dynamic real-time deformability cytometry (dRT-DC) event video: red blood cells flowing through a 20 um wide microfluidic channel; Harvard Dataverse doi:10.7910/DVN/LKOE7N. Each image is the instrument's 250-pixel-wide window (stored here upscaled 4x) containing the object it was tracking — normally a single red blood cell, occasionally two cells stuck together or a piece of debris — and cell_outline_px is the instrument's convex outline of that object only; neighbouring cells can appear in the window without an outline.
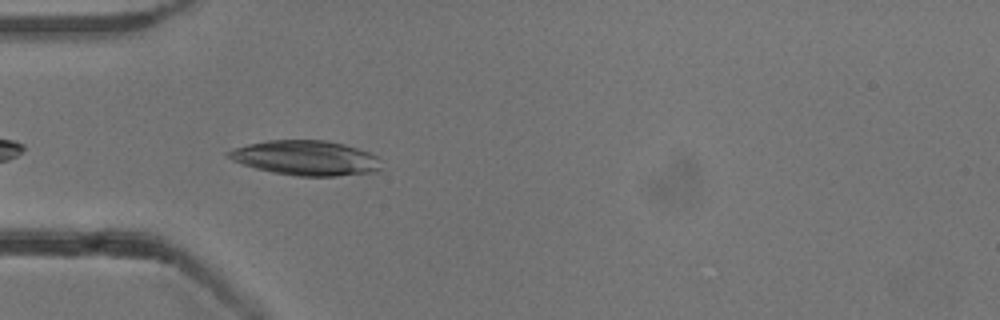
{"species": "common noctule bat (a hibernating species)", "species_latin": "Nyctalus noctula", "temperature_condition": "cold", "stored_images_in_passage": 35, "camera_frame_rate_fps": 3000, "um_per_image_px": 0.085, "animal": {"sex": "male", "body_mass_g": 13.3}, "frame": {"image": 1, "passage_image": 3, "time_ms": 0.667, "image_size_px": [1000, 320], "cell_outline_px": [[380, 168], [376, 172], [336, 176], [296, 176], [272, 172], [256, 168], [232, 160], [224, 152], [232, 148], [248, 144], [268, 140], [324, 140], [344, 144], [368, 152], [376, 156]], "centroid_in_image_um": [25.95, 13.42], "position_along_channel_um": 59.0, "area_um2": 30.87}}
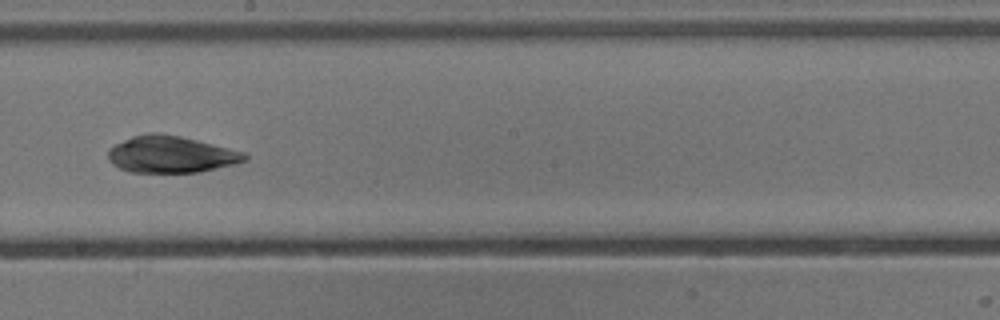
{"frame": {"image": 2, "passage_image": 17, "time_ms": 5.333, "image_size_px": [1000, 320], "cell_outline_px": [[248, 160], [236, 164], [200, 172], [128, 172], [112, 164], [108, 160], [108, 148], [132, 136], [148, 132], [156, 132], [180, 136], [244, 152], [248, 156]], "centroid_in_image_um": [14.52, 13.13], "position_along_channel_um": 233.7, "area_um2": 29.3}}
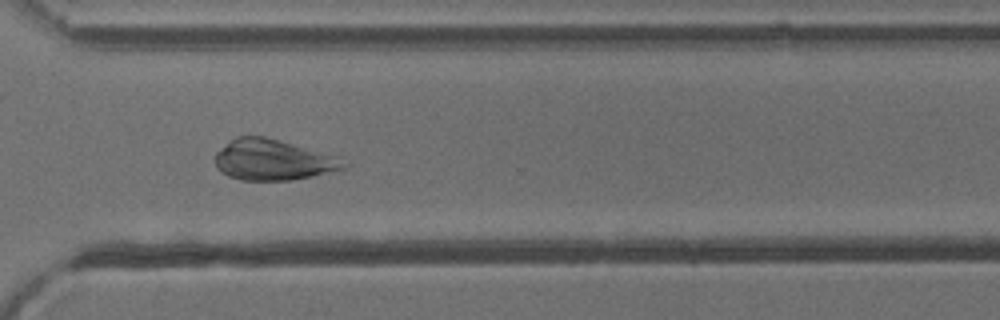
{"frame": {"image": 3, "passage_image": 26, "time_ms": 8.333, "image_size_px": [1000, 320], "cell_outline_px": [[352, 164], [348, 168], [312, 176], [292, 180], [240, 180], [228, 176], [220, 172], [216, 168], [216, 152], [220, 148], [236, 136], [264, 136], [340, 156]], "centroid_in_image_um": [23.27, 13.59], "position_along_channel_um": 347.3, "area_um2": 30.98}, "authors_computed_cell_mechanics": {"area_um2": 29.478, "velocity_mm_per_s": 3.7987, "shape_relaxation_time_tau1_ms": 6.2204, "shape_relaxation_time_tau2_ms": 6.4927, "deformation_change_tau1": 0.1914, "deformation_change_tau2": 0.1089}}